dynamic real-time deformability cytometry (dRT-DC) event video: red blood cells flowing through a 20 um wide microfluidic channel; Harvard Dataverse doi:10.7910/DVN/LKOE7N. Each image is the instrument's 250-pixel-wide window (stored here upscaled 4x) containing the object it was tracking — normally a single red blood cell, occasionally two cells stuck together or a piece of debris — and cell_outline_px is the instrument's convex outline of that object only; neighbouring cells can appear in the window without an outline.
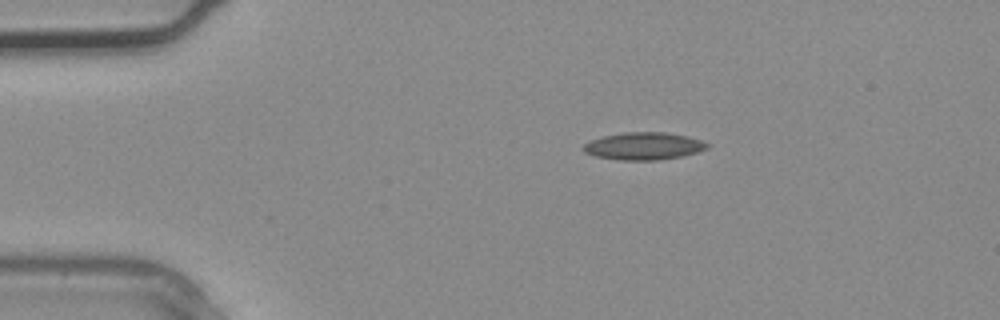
{"species": "common noctule bat (a hibernating species)", "species_latin": "Nyctalus noctula", "temperature_condition": "warm", "stored_images_in_passage": 4, "camera_frame_rate_fps": 3000, "um_per_image_px": 0.085, "animal": {"sex": "male", "body_mass_g": 20.4}, "frame": {"image": 1, "passage_image": 4, "time_ms": 1.0, "image_size_px": [1000, 320], "cell_outline_px": [[708, 148], [696, 152], [680, 156], [656, 160], [620, 160], [596, 156], [584, 152], [580, 148], [584, 144], [592, 140], [604, 136], [624, 132], [664, 132], [688, 136], [700, 140], [708, 144]], "centroid_in_image_um": [54.68, 12.41], "position_along_channel_um": 30.3, "area_um2": 19.59}}